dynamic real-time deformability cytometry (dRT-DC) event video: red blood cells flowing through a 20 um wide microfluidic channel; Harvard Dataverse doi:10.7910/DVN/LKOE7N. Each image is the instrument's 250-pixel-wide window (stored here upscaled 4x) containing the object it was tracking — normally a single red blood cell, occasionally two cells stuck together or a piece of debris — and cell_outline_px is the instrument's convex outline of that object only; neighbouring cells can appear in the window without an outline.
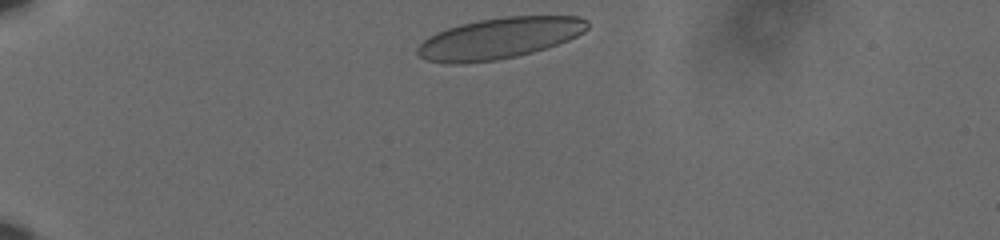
{"species": "human", "species_latin": "Homo sapiens", "temperature_condition": "cold", "stored_images_in_passage": 37, "camera_frame_rate_fps": 3000, "um_per_image_px": 0.085, "donor": {"sex": "male"}, "frame": {"image": 1, "passage_image": 1, "time_ms": 0.0, "image_size_px": [1000, 240], "cell_outline_px": [[588, 28], [584, 32], [568, 40], [532, 52], [516, 56], [496, 60], [464, 64], [448, 64], [424, 60], [416, 52], [416, 48], [428, 36], [436, 32], [460, 24], [480, 20], [504, 16], [580, 16], [588, 20]], "centroid_in_image_um": [42.41, 3.25], "position_along_channel_um": 42.6, "area_um2": 40.75}}
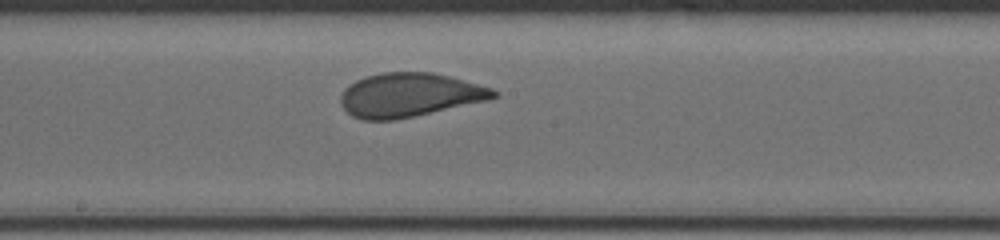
{"frame": {"image": 2, "passage_image": 20, "time_ms": 6.333, "image_size_px": [1000, 240], "cell_outline_px": [[500, 96], [488, 100], [396, 120], [364, 120], [352, 116], [340, 104], [340, 96], [344, 88], [348, 84], [356, 80], [380, 72], [432, 72], [464, 80], [492, 88], [500, 92]], "centroid_in_image_um": [34.8, 8.07], "position_along_channel_um": 213.4, "area_um2": 39.25}}
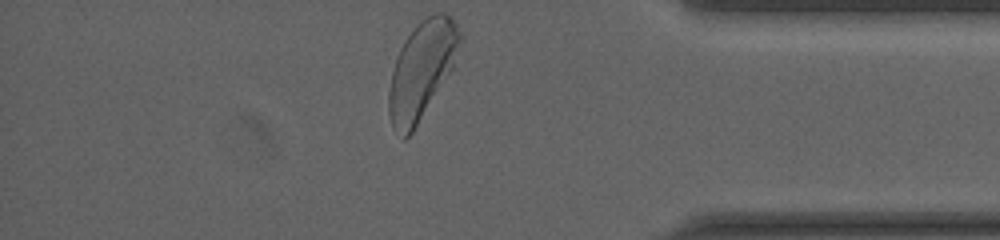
{"frame": {"image": 3, "passage_image": 37, "time_ms": 12.0, "image_size_px": [1000, 240], "cell_outline_px": [[460, 40], [452, 68], [412, 132], [404, 140], [392, 128], [388, 112], [388, 92], [392, 72], [396, 56], [404, 40], [420, 20], [432, 12], [444, 12], [456, 24], [460, 32]], "centroid_in_image_um": [35.8, 5.95], "position_along_channel_um": 399.4, "area_um2": 39.71}, "authors_computed_cell_mechanics": {"area_um2": 39.6508, "velocity_mm_per_s": 3.5892, "shape_relaxation_time_tau1_ms": 4.1883, "shape_relaxation_time_tau2_ms": null, "deformation_change_tau1": 0.1342, "deformation_change_tau2": null}}